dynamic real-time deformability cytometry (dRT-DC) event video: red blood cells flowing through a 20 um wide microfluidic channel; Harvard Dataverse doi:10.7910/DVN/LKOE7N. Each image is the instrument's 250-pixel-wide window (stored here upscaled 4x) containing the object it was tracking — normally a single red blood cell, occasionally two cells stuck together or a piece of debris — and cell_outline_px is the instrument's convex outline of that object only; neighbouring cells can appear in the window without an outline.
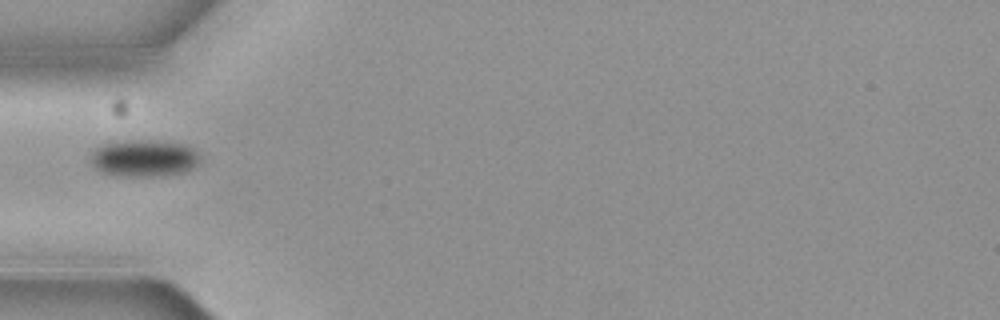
{"species": "common noctule bat (a hibernating species)", "species_latin": "Nyctalus noctula", "temperature_condition": "cold", "stored_images_in_passage": 1, "camera_frame_rate_fps": 3000, "um_per_image_px": 0.085, "animal": {"sex": "female", "body_mass_g": 19.3, "forearm_length_mm": 54.1}, "frame": {"image": 1, "passage_image": 1, "time_ms": 0.0, "image_size_px": [1000, 320], "cell_outline_px": [[200, 160], [188, 172], [160, 176], [116, 176], [104, 172], [96, 168], [92, 164], [92, 152], [96, 148], [104, 144], [124, 140], [152, 140], [188, 144], [196, 148], [200, 156]], "centroid_in_image_um": [12.32, 13.44], "position_along_channel_um": 72.7, "area_um2": 23.87}}